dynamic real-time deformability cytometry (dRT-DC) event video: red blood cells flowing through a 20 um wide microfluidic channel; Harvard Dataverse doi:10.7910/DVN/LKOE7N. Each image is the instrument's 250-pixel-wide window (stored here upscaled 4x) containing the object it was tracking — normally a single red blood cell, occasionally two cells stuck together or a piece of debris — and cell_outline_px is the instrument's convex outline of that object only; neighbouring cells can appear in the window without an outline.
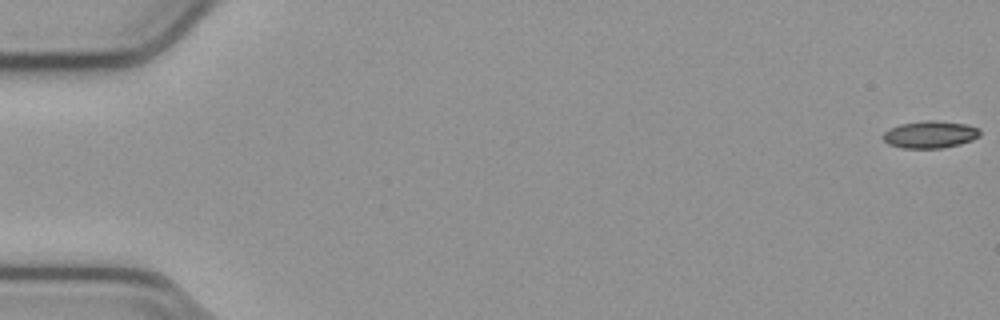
{"species": "common noctule bat (a hibernating species)", "species_latin": "Nyctalus noctula", "temperature_condition": "cold", "stored_images_in_passage": 55, "camera_frame_rate_fps": 3000, "um_per_image_px": 0.085, "animal": {"sex": "male", "body_mass_g": 23.1, "forearm_length_mm": 52.7}, "frame": {"image": 1, "passage_image": 1, "time_ms": 0.0, "image_size_px": [1000, 320], "cell_outline_px": [[980, 136], [972, 140], [960, 144], [940, 148], [904, 148], [888, 144], [884, 140], [884, 132], [900, 124], [928, 120], [932, 120], [964, 124], [980, 128]], "centroid_in_image_um": [79.09, 11.44], "position_along_channel_um": 5.9, "area_um2": 15.14}}
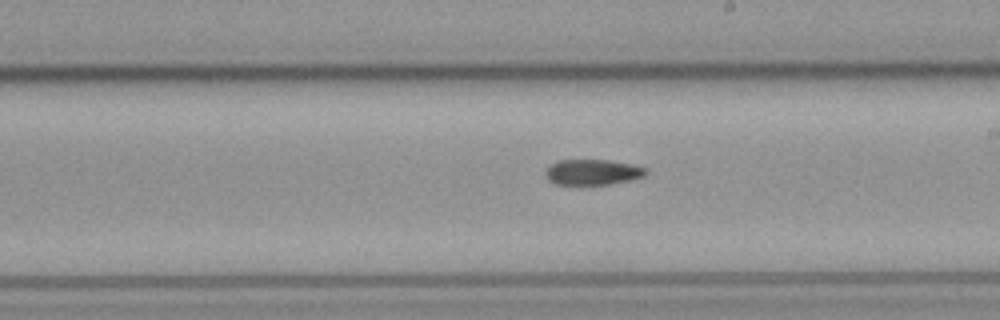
{"frame": {"image": 2, "passage_image": 32, "time_ms": 10.333, "image_size_px": [1000, 320], "cell_outline_px": [[648, 172], [644, 176], [628, 180], [608, 184], [556, 184], [548, 180], [544, 176], [544, 172], [556, 160], [608, 160], [636, 164], [648, 168]], "centroid_in_image_um": [50.39, 14.61], "position_along_channel_um": 238.6, "area_um2": 15.03}}
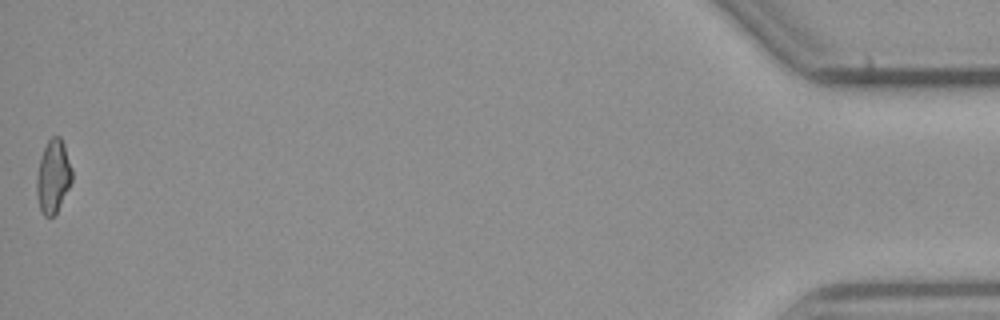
{"frame": {"image": 3, "passage_image": 55, "time_ms": 18.0, "image_size_px": [1000, 320], "cell_outline_px": [[72, 180], [56, 212], [52, 216], [44, 216], [40, 208], [36, 196], [36, 176], [40, 160], [44, 148], [48, 140], [52, 136], [60, 136], [64, 144], [72, 168]], "centroid_in_image_um": [4.51, 14.97], "position_along_channel_um": 430.7, "area_um2": 14.91}, "authors_computed_cell_mechanics": {"area_um2": 15.5482, "velocity_mm_per_s": 3.8141, "shape_relaxation_time_tau1_ms": null, "shape_relaxation_time_tau2_ms": 5.2351, "deformation_change_tau1": null, "deformation_change_tau2": 0.1109}}